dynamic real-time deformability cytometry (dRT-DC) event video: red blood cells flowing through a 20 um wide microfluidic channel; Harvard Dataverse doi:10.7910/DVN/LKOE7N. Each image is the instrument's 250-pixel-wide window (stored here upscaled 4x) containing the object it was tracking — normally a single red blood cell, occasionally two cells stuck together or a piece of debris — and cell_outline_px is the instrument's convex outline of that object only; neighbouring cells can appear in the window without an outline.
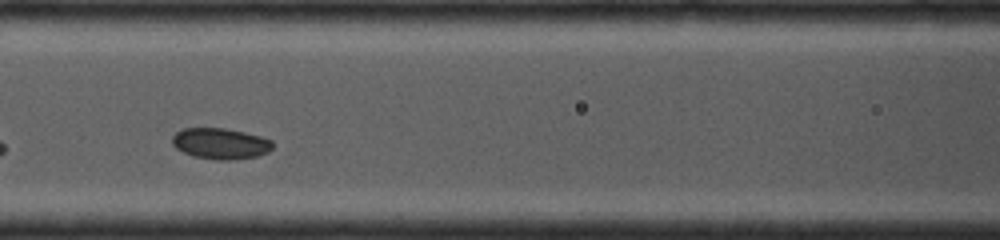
{"species": "common noctule bat (a hibernating species)", "species_latin": "Nyctalus noctula", "temperature_condition": "cold", "stored_images_in_passage": 20, "camera_frame_rate_fps": 4000, "um_per_image_px": 0.085, "animal": {"sex": "female", "body_mass_g": 19.0, "forearm_length_mm": 53.3}, "frame": {"image": 1, "passage_image": 14, "time_ms": 2.25, "image_size_px": [1000, 240], "cell_outline_px": [[272, 148], [268, 152], [256, 156], [236, 160], [216, 160], [192, 156], [176, 148], [172, 144], [172, 136], [176, 132], [184, 128], [224, 128], [244, 132], [260, 136], [272, 140]], "centroid_in_image_um": [18.73, 12.21], "position_along_channel_um": 147.9, "area_um2": 18.21}}
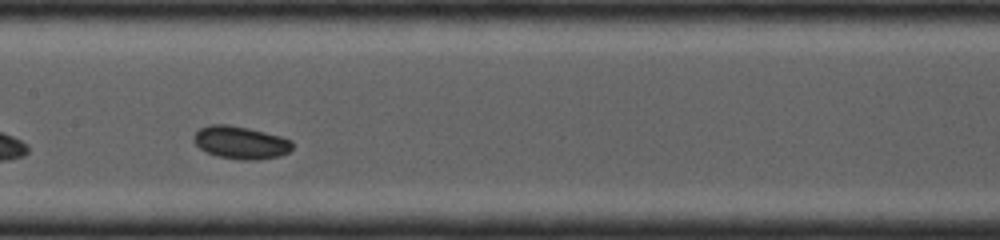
{"frame": {"image": 2, "passage_image": 19, "time_ms": 3.0, "image_size_px": [1000, 240], "cell_outline_px": [[292, 148], [288, 152], [280, 156], [256, 160], [240, 160], [216, 156], [200, 148], [192, 140], [192, 136], [200, 128], [208, 124], [228, 124], [248, 128], [280, 136], [292, 140]], "centroid_in_image_um": [20.43, 12.11], "position_along_channel_um": 187.0, "area_um2": 18.9}}